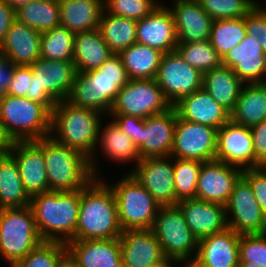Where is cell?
<instances>
[{
  "label": "cell",
  "instance_id": "32",
  "mask_svg": "<svg viewBox=\"0 0 266 267\" xmlns=\"http://www.w3.org/2000/svg\"><path fill=\"white\" fill-rule=\"evenodd\" d=\"M266 119V82L244 84L231 120L252 127Z\"/></svg>",
  "mask_w": 266,
  "mask_h": 267
},
{
  "label": "cell",
  "instance_id": "20",
  "mask_svg": "<svg viewBox=\"0 0 266 267\" xmlns=\"http://www.w3.org/2000/svg\"><path fill=\"white\" fill-rule=\"evenodd\" d=\"M222 65L231 68L244 84L266 82V54L249 34L222 58Z\"/></svg>",
  "mask_w": 266,
  "mask_h": 267
},
{
  "label": "cell",
  "instance_id": "19",
  "mask_svg": "<svg viewBox=\"0 0 266 267\" xmlns=\"http://www.w3.org/2000/svg\"><path fill=\"white\" fill-rule=\"evenodd\" d=\"M136 43L152 47L163 54L175 51L177 35L169 7L160 3L148 16L137 21Z\"/></svg>",
  "mask_w": 266,
  "mask_h": 267
},
{
  "label": "cell",
  "instance_id": "55",
  "mask_svg": "<svg viewBox=\"0 0 266 267\" xmlns=\"http://www.w3.org/2000/svg\"><path fill=\"white\" fill-rule=\"evenodd\" d=\"M6 1L14 10L18 9L21 6H24L25 4H28L31 1L34 0H4Z\"/></svg>",
  "mask_w": 266,
  "mask_h": 267
},
{
  "label": "cell",
  "instance_id": "47",
  "mask_svg": "<svg viewBox=\"0 0 266 267\" xmlns=\"http://www.w3.org/2000/svg\"><path fill=\"white\" fill-rule=\"evenodd\" d=\"M242 177L249 183L263 214L266 216V171L260 167L244 169Z\"/></svg>",
  "mask_w": 266,
  "mask_h": 267
},
{
  "label": "cell",
  "instance_id": "46",
  "mask_svg": "<svg viewBox=\"0 0 266 267\" xmlns=\"http://www.w3.org/2000/svg\"><path fill=\"white\" fill-rule=\"evenodd\" d=\"M247 34L256 38L266 54V7H254L245 16Z\"/></svg>",
  "mask_w": 266,
  "mask_h": 267
},
{
  "label": "cell",
  "instance_id": "40",
  "mask_svg": "<svg viewBox=\"0 0 266 267\" xmlns=\"http://www.w3.org/2000/svg\"><path fill=\"white\" fill-rule=\"evenodd\" d=\"M68 257L67 245L60 241H42L11 267H59Z\"/></svg>",
  "mask_w": 266,
  "mask_h": 267
},
{
  "label": "cell",
  "instance_id": "9",
  "mask_svg": "<svg viewBox=\"0 0 266 267\" xmlns=\"http://www.w3.org/2000/svg\"><path fill=\"white\" fill-rule=\"evenodd\" d=\"M42 241L30 206L0 209V256L8 265L24 258Z\"/></svg>",
  "mask_w": 266,
  "mask_h": 267
},
{
  "label": "cell",
  "instance_id": "33",
  "mask_svg": "<svg viewBox=\"0 0 266 267\" xmlns=\"http://www.w3.org/2000/svg\"><path fill=\"white\" fill-rule=\"evenodd\" d=\"M102 124L101 122L97 142V145L102 149L101 152L111 161L122 162V164L133 161L136 166L141 158L132 139L121 131L114 121L107 122L104 128H102Z\"/></svg>",
  "mask_w": 266,
  "mask_h": 267
},
{
  "label": "cell",
  "instance_id": "16",
  "mask_svg": "<svg viewBox=\"0 0 266 267\" xmlns=\"http://www.w3.org/2000/svg\"><path fill=\"white\" fill-rule=\"evenodd\" d=\"M215 160L242 170L255 168L254 144L250 127L231 119L217 130Z\"/></svg>",
  "mask_w": 266,
  "mask_h": 267
},
{
  "label": "cell",
  "instance_id": "26",
  "mask_svg": "<svg viewBox=\"0 0 266 267\" xmlns=\"http://www.w3.org/2000/svg\"><path fill=\"white\" fill-rule=\"evenodd\" d=\"M173 107L180 118L217 130L231 119V114L203 88L184 96Z\"/></svg>",
  "mask_w": 266,
  "mask_h": 267
},
{
  "label": "cell",
  "instance_id": "43",
  "mask_svg": "<svg viewBox=\"0 0 266 267\" xmlns=\"http://www.w3.org/2000/svg\"><path fill=\"white\" fill-rule=\"evenodd\" d=\"M213 19L245 17L254 7H265L258 0H197Z\"/></svg>",
  "mask_w": 266,
  "mask_h": 267
},
{
  "label": "cell",
  "instance_id": "59",
  "mask_svg": "<svg viewBox=\"0 0 266 267\" xmlns=\"http://www.w3.org/2000/svg\"><path fill=\"white\" fill-rule=\"evenodd\" d=\"M262 170L266 171V160L259 166Z\"/></svg>",
  "mask_w": 266,
  "mask_h": 267
},
{
  "label": "cell",
  "instance_id": "1",
  "mask_svg": "<svg viewBox=\"0 0 266 267\" xmlns=\"http://www.w3.org/2000/svg\"><path fill=\"white\" fill-rule=\"evenodd\" d=\"M101 118V113L74 106L67 100L59 101L51 112L50 136L58 143L74 148L88 157L94 178L100 176L98 158H95L94 153L98 150Z\"/></svg>",
  "mask_w": 266,
  "mask_h": 267
},
{
  "label": "cell",
  "instance_id": "21",
  "mask_svg": "<svg viewBox=\"0 0 266 267\" xmlns=\"http://www.w3.org/2000/svg\"><path fill=\"white\" fill-rule=\"evenodd\" d=\"M177 112L174 107L144 119L140 134V158L169 157L174 142Z\"/></svg>",
  "mask_w": 266,
  "mask_h": 267
},
{
  "label": "cell",
  "instance_id": "12",
  "mask_svg": "<svg viewBox=\"0 0 266 267\" xmlns=\"http://www.w3.org/2000/svg\"><path fill=\"white\" fill-rule=\"evenodd\" d=\"M155 80L172 106L203 87V74L176 51L162 55Z\"/></svg>",
  "mask_w": 266,
  "mask_h": 267
},
{
  "label": "cell",
  "instance_id": "14",
  "mask_svg": "<svg viewBox=\"0 0 266 267\" xmlns=\"http://www.w3.org/2000/svg\"><path fill=\"white\" fill-rule=\"evenodd\" d=\"M217 129L189 122L177 115L171 157L209 162L215 160Z\"/></svg>",
  "mask_w": 266,
  "mask_h": 267
},
{
  "label": "cell",
  "instance_id": "5",
  "mask_svg": "<svg viewBox=\"0 0 266 267\" xmlns=\"http://www.w3.org/2000/svg\"><path fill=\"white\" fill-rule=\"evenodd\" d=\"M43 153L49 191H78L94 178L88 157L51 136L43 138Z\"/></svg>",
  "mask_w": 266,
  "mask_h": 267
},
{
  "label": "cell",
  "instance_id": "56",
  "mask_svg": "<svg viewBox=\"0 0 266 267\" xmlns=\"http://www.w3.org/2000/svg\"><path fill=\"white\" fill-rule=\"evenodd\" d=\"M183 267H206L205 265H202L196 258H192L189 261L184 262Z\"/></svg>",
  "mask_w": 266,
  "mask_h": 267
},
{
  "label": "cell",
  "instance_id": "7",
  "mask_svg": "<svg viewBox=\"0 0 266 267\" xmlns=\"http://www.w3.org/2000/svg\"><path fill=\"white\" fill-rule=\"evenodd\" d=\"M109 186L116 199L121 229H152L161 205L151 193L130 172Z\"/></svg>",
  "mask_w": 266,
  "mask_h": 267
},
{
  "label": "cell",
  "instance_id": "50",
  "mask_svg": "<svg viewBox=\"0 0 266 267\" xmlns=\"http://www.w3.org/2000/svg\"><path fill=\"white\" fill-rule=\"evenodd\" d=\"M255 153V168L266 160V119L250 127Z\"/></svg>",
  "mask_w": 266,
  "mask_h": 267
},
{
  "label": "cell",
  "instance_id": "42",
  "mask_svg": "<svg viewBox=\"0 0 266 267\" xmlns=\"http://www.w3.org/2000/svg\"><path fill=\"white\" fill-rule=\"evenodd\" d=\"M175 51L191 66L202 74L219 67L222 59L212 47L210 41L177 44Z\"/></svg>",
  "mask_w": 266,
  "mask_h": 267
},
{
  "label": "cell",
  "instance_id": "49",
  "mask_svg": "<svg viewBox=\"0 0 266 267\" xmlns=\"http://www.w3.org/2000/svg\"><path fill=\"white\" fill-rule=\"evenodd\" d=\"M32 76L31 65H16L13 73V79L6 94L17 97H25L26 93L30 91Z\"/></svg>",
  "mask_w": 266,
  "mask_h": 267
},
{
  "label": "cell",
  "instance_id": "15",
  "mask_svg": "<svg viewBox=\"0 0 266 267\" xmlns=\"http://www.w3.org/2000/svg\"><path fill=\"white\" fill-rule=\"evenodd\" d=\"M130 173L161 206L176 205L173 157L142 158Z\"/></svg>",
  "mask_w": 266,
  "mask_h": 267
},
{
  "label": "cell",
  "instance_id": "3",
  "mask_svg": "<svg viewBox=\"0 0 266 267\" xmlns=\"http://www.w3.org/2000/svg\"><path fill=\"white\" fill-rule=\"evenodd\" d=\"M122 231L112 188L100 177L93 178L80 190L76 239H116Z\"/></svg>",
  "mask_w": 266,
  "mask_h": 267
},
{
  "label": "cell",
  "instance_id": "36",
  "mask_svg": "<svg viewBox=\"0 0 266 267\" xmlns=\"http://www.w3.org/2000/svg\"><path fill=\"white\" fill-rule=\"evenodd\" d=\"M136 27L137 21L103 10L98 29L110 50L119 54L136 43Z\"/></svg>",
  "mask_w": 266,
  "mask_h": 267
},
{
  "label": "cell",
  "instance_id": "13",
  "mask_svg": "<svg viewBox=\"0 0 266 267\" xmlns=\"http://www.w3.org/2000/svg\"><path fill=\"white\" fill-rule=\"evenodd\" d=\"M225 209L228 228L233 229L237 234L265 233L266 216L249 183L242 176L235 183Z\"/></svg>",
  "mask_w": 266,
  "mask_h": 267
},
{
  "label": "cell",
  "instance_id": "6",
  "mask_svg": "<svg viewBox=\"0 0 266 267\" xmlns=\"http://www.w3.org/2000/svg\"><path fill=\"white\" fill-rule=\"evenodd\" d=\"M0 121L16 141H36L50 136L51 112L26 97L0 95Z\"/></svg>",
  "mask_w": 266,
  "mask_h": 267
},
{
  "label": "cell",
  "instance_id": "53",
  "mask_svg": "<svg viewBox=\"0 0 266 267\" xmlns=\"http://www.w3.org/2000/svg\"><path fill=\"white\" fill-rule=\"evenodd\" d=\"M13 144V139L8 135L5 126L0 121V156L9 154Z\"/></svg>",
  "mask_w": 266,
  "mask_h": 267
},
{
  "label": "cell",
  "instance_id": "58",
  "mask_svg": "<svg viewBox=\"0 0 266 267\" xmlns=\"http://www.w3.org/2000/svg\"><path fill=\"white\" fill-rule=\"evenodd\" d=\"M239 267H262L253 262H239ZM264 267V266H263Z\"/></svg>",
  "mask_w": 266,
  "mask_h": 267
},
{
  "label": "cell",
  "instance_id": "44",
  "mask_svg": "<svg viewBox=\"0 0 266 267\" xmlns=\"http://www.w3.org/2000/svg\"><path fill=\"white\" fill-rule=\"evenodd\" d=\"M157 0H104L107 13L139 21L148 16L160 3Z\"/></svg>",
  "mask_w": 266,
  "mask_h": 267
},
{
  "label": "cell",
  "instance_id": "4",
  "mask_svg": "<svg viewBox=\"0 0 266 267\" xmlns=\"http://www.w3.org/2000/svg\"><path fill=\"white\" fill-rule=\"evenodd\" d=\"M80 190L48 191L31 196L30 207L43 241L76 240Z\"/></svg>",
  "mask_w": 266,
  "mask_h": 267
},
{
  "label": "cell",
  "instance_id": "39",
  "mask_svg": "<svg viewBox=\"0 0 266 267\" xmlns=\"http://www.w3.org/2000/svg\"><path fill=\"white\" fill-rule=\"evenodd\" d=\"M75 33L64 26L43 32L40 39V54L49 60L73 61Z\"/></svg>",
  "mask_w": 266,
  "mask_h": 267
},
{
  "label": "cell",
  "instance_id": "54",
  "mask_svg": "<svg viewBox=\"0 0 266 267\" xmlns=\"http://www.w3.org/2000/svg\"><path fill=\"white\" fill-rule=\"evenodd\" d=\"M179 263V265L183 264L181 261L175 260V259H168L166 258L164 261H162L161 263L152 266V267H174L175 265H177Z\"/></svg>",
  "mask_w": 266,
  "mask_h": 267
},
{
  "label": "cell",
  "instance_id": "18",
  "mask_svg": "<svg viewBox=\"0 0 266 267\" xmlns=\"http://www.w3.org/2000/svg\"><path fill=\"white\" fill-rule=\"evenodd\" d=\"M10 154L16 160L24 189L30 197L49 191L43 138L36 141H16Z\"/></svg>",
  "mask_w": 266,
  "mask_h": 267
},
{
  "label": "cell",
  "instance_id": "23",
  "mask_svg": "<svg viewBox=\"0 0 266 267\" xmlns=\"http://www.w3.org/2000/svg\"><path fill=\"white\" fill-rule=\"evenodd\" d=\"M169 8L174 17L177 44L208 41L213 19L197 0H175Z\"/></svg>",
  "mask_w": 266,
  "mask_h": 267
},
{
  "label": "cell",
  "instance_id": "30",
  "mask_svg": "<svg viewBox=\"0 0 266 267\" xmlns=\"http://www.w3.org/2000/svg\"><path fill=\"white\" fill-rule=\"evenodd\" d=\"M113 54L99 29L75 34L73 63L76 72L98 69Z\"/></svg>",
  "mask_w": 266,
  "mask_h": 267
},
{
  "label": "cell",
  "instance_id": "31",
  "mask_svg": "<svg viewBox=\"0 0 266 267\" xmlns=\"http://www.w3.org/2000/svg\"><path fill=\"white\" fill-rule=\"evenodd\" d=\"M244 83L227 66L220 65L203 74V89L230 114L234 111Z\"/></svg>",
  "mask_w": 266,
  "mask_h": 267
},
{
  "label": "cell",
  "instance_id": "34",
  "mask_svg": "<svg viewBox=\"0 0 266 267\" xmlns=\"http://www.w3.org/2000/svg\"><path fill=\"white\" fill-rule=\"evenodd\" d=\"M31 197L25 191L14 157L0 156V209L30 206Z\"/></svg>",
  "mask_w": 266,
  "mask_h": 267
},
{
  "label": "cell",
  "instance_id": "11",
  "mask_svg": "<svg viewBox=\"0 0 266 267\" xmlns=\"http://www.w3.org/2000/svg\"><path fill=\"white\" fill-rule=\"evenodd\" d=\"M172 107L155 79H130L118 92L109 114L145 119Z\"/></svg>",
  "mask_w": 266,
  "mask_h": 267
},
{
  "label": "cell",
  "instance_id": "52",
  "mask_svg": "<svg viewBox=\"0 0 266 267\" xmlns=\"http://www.w3.org/2000/svg\"><path fill=\"white\" fill-rule=\"evenodd\" d=\"M15 67L16 65L5 59L0 51V95L7 93Z\"/></svg>",
  "mask_w": 266,
  "mask_h": 267
},
{
  "label": "cell",
  "instance_id": "57",
  "mask_svg": "<svg viewBox=\"0 0 266 267\" xmlns=\"http://www.w3.org/2000/svg\"><path fill=\"white\" fill-rule=\"evenodd\" d=\"M59 267H78L69 257H67Z\"/></svg>",
  "mask_w": 266,
  "mask_h": 267
},
{
  "label": "cell",
  "instance_id": "48",
  "mask_svg": "<svg viewBox=\"0 0 266 267\" xmlns=\"http://www.w3.org/2000/svg\"><path fill=\"white\" fill-rule=\"evenodd\" d=\"M112 120L127 136L132 139V142L138 148L140 154V134L144 130V119L126 115V114H109Z\"/></svg>",
  "mask_w": 266,
  "mask_h": 267
},
{
  "label": "cell",
  "instance_id": "28",
  "mask_svg": "<svg viewBox=\"0 0 266 267\" xmlns=\"http://www.w3.org/2000/svg\"><path fill=\"white\" fill-rule=\"evenodd\" d=\"M41 34L34 28L15 20L0 45V51L5 59L15 65L30 66L41 57Z\"/></svg>",
  "mask_w": 266,
  "mask_h": 267
},
{
  "label": "cell",
  "instance_id": "10",
  "mask_svg": "<svg viewBox=\"0 0 266 267\" xmlns=\"http://www.w3.org/2000/svg\"><path fill=\"white\" fill-rule=\"evenodd\" d=\"M152 230L166 258L184 263L196 257L198 239L177 205L160 206Z\"/></svg>",
  "mask_w": 266,
  "mask_h": 267
},
{
  "label": "cell",
  "instance_id": "24",
  "mask_svg": "<svg viewBox=\"0 0 266 267\" xmlns=\"http://www.w3.org/2000/svg\"><path fill=\"white\" fill-rule=\"evenodd\" d=\"M119 239L123 267H152L166 259L152 229L125 230Z\"/></svg>",
  "mask_w": 266,
  "mask_h": 267
},
{
  "label": "cell",
  "instance_id": "45",
  "mask_svg": "<svg viewBox=\"0 0 266 267\" xmlns=\"http://www.w3.org/2000/svg\"><path fill=\"white\" fill-rule=\"evenodd\" d=\"M239 262H253L266 267V235L244 234L239 240Z\"/></svg>",
  "mask_w": 266,
  "mask_h": 267
},
{
  "label": "cell",
  "instance_id": "17",
  "mask_svg": "<svg viewBox=\"0 0 266 267\" xmlns=\"http://www.w3.org/2000/svg\"><path fill=\"white\" fill-rule=\"evenodd\" d=\"M242 171L217 160L203 162L198 175L196 199L226 206Z\"/></svg>",
  "mask_w": 266,
  "mask_h": 267
},
{
  "label": "cell",
  "instance_id": "29",
  "mask_svg": "<svg viewBox=\"0 0 266 267\" xmlns=\"http://www.w3.org/2000/svg\"><path fill=\"white\" fill-rule=\"evenodd\" d=\"M60 23L73 33L99 28L103 0H59Z\"/></svg>",
  "mask_w": 266,
  "mask_h": 267
},
{
  "label": "cell",
  "instance_id": "2",
  "mask_svg": "<svg viewBox=\"0 0 266 267\" xmlns=\"http://www.w3.org/2000/svg\"><path fill=\"white\" fill-rule=\"evenodd\" d=\"M129 80L121 57L113 54L98 69L76 72L67 101L102 115L109 114L118 92Z\"/></svg>",
  "mask_w": 266,
  "mask_h": 267
},
{
  "label": "cell",
  "instance_id": "41",
  "mask_svg": "<svg viewBox=\"0 0 266 267\" xmlns=\"http://www.w3.org/2000/svg\"><path fill=\"white\" fill-rule=\"evenodd\" d=\"M201 161L173 157L176 205L187 199H196Z\"/></svg>",
  "mask_w": 266,
  "mask_h": 267
},
{
  "label": "cell",
  "instance_id": "22",
  "mask_svg": "<svg viewBox=\"0 0 266 267\" xmlns=\"http://www.w3.org/2000/svg\"><path fill=\"white\" fill-rule=\"evenodd\" d=\"M68 257L78 267H123L120 239L70 240Z\"/></svg>",
  "mask_w": 266,
  "mask_h": 267
},
{
  "label": "cell",
  "instance_id": "8",
  "mask_svg": "<svg viewBox=\"0 0 266 267\" xmlns=\"http://www.w3.org/2000/svg\"><path fill=\"white\" fill-rule=\"evenodd\" d=\"M32 81L26 98L43 104L50 112L59 101L67 100L76 69L73 61L38 58L32 65Z\"/></svg>",
  "mask_w": 266,
  "mask_h": 267
},
{
  "label": "cell",
  "instance_id": "27",
  "mask_svg": "<svg viewBox=\"0 0 266 267\" xmlns=\"http://www.w3.org/2000/svg\"><path fill=\"white\" fill-rule=\"evenodd\" d=\"M239 240L231 228L201 238L195 258L206 267H239Z\"/></svg>",
  "mask_w": 266,
  "mask_h": 267
},
{
  "label": "cell",
  "instance_id": "37",
  "mask_svg": "<svg viewBox=\"0 0 266 267\" xmlns=\"http://www.w3.org/2000/svg\"><path fill=\"white\" fill-rule=\"evenodd\" d=\"M16 20L40 33L60 26L59 0H34L15 10Z\"/></svg>",
  "mask_w": 266,
  "mask_h": 267
},
{
  "label": "cell",
  "instance_id": "38",
  "mask_svg": "<svg viewBox=\"0 0 266 267\" xmlns=\"http://www.w3.org/2000/svg\"><path fill=\"white\" fill-rule=\"evenodd\" d=\"M245 17L212 21L209 41L222 59L246 36Z\"/></svg>",
  "mask_w": 266,
  "mask_h": 267
},
{
  "label": "cell",
  "instance_id": "25",
  "mask_svg": "<svg viewBox=\"0 0 266 267\" xmlns=\"http://www.w3.org/2000/svg\"><path fill=\"white\" fill-rule=\"evenodd\" d=\"M177 206L198 240L228 228L224 205L199 199H187L178 202Z\"/></svg>",
  "mask_w": 266,
  "mask_h": 267
},
{
  "label": "cell",
  "instance_id": "35",
  "mask_svg": "<svg viewBox=\"0 0 266 267\" xmlns=\"http://www.w3.org/2000/svg\"><path fill=\"white\" fill-rule=\"evenodd\" d=\"M129 79H155L163 53L135 43L118 54Z\"/></svg>",
  "mask_w": 266,
  "mask_h": 267
},
{
  "label": "cell",
  "instance_id": "51",
  "mask_svg": "<svg viewBox=\"0 0 266 267\" xmlns=\"http://www.w3.org/2000/svg\"><path fill=\"white\" fill-rule=\"evenodd\" d=\"M15 20V10L6 1L0 0V45Z\"/></svg>",
  "mask_w": 266,
  "mask_h": 267
}]
</instances>
